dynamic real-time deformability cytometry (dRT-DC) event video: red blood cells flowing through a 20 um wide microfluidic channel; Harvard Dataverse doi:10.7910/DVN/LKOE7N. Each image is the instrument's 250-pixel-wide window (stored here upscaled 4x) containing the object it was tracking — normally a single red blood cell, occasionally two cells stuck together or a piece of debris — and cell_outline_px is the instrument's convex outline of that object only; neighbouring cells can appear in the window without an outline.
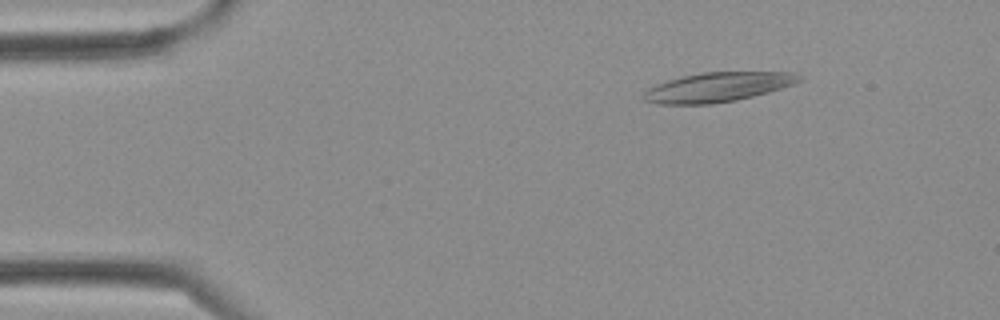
{"species": "Egyptian fruit bat (a non-hibernating species)", "species_latin": "Rousettus aegyptiacus", "temperature_condition": "cold", "stored_images_in_passage": 3, "camera_frame_rate_fps": 3000, "um_per_image_px": 0.085, "frame": {"image": 1, "passage_image": 1, "time_ms": 0.0, "image_size_px": [1000, 320], "cell_outline_px": [[804, 76], [800, 80], [792, 84], [768, 92], [736, 100], [712, 104], [656, 104], [644, 100], [640, 96], [648, 88], [656, 84], [680, 76], [700, 72], [796, 72]], "centroid_in_image_um": [60.96, 7.4], "position_along_channel_um": 24.0, "area_um2": 26.82}}
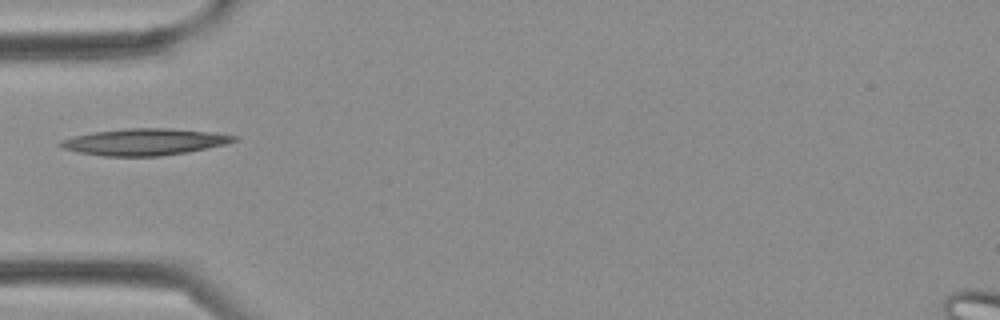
{"frame": {"image": 2, "passage_image": 3, "time_ms": 0.667, "image_size_px": [1000, 320], "cell_outline_px": [[240, 136], [236, 140], [224, 144], [188, 152], [160, 156], [104, 156], [80, 152], [64, 148], [56, 144], [60, 140], [92, 132], [128, 128], [168, 128], [208, 132]], "centroid_in_image_um": [12.27, 12.06], "position_along_channel_um": 72.7, "area_um2": 26.65}}